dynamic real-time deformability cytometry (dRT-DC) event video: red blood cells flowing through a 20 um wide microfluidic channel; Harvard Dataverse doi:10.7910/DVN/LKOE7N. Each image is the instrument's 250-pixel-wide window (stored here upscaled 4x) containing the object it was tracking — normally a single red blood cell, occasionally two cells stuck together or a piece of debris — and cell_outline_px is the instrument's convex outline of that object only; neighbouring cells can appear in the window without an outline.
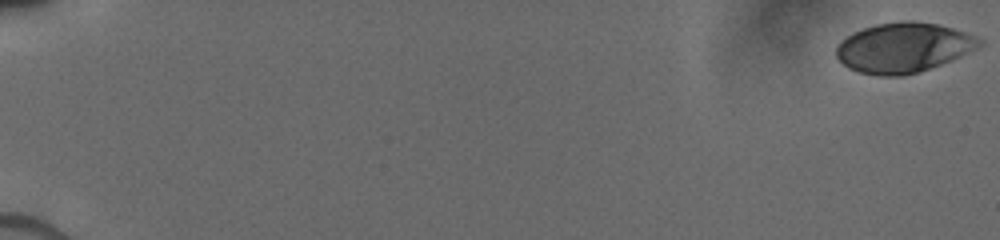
{"species": "human", "species_latin": "Homo sapiens", "temperature_condition": "cold", "stored_images_in_passage": 18, "camera_frame_rate_fps": 3000, "um_per_image_px": 0.085, "donor": {"sex": "male"}, "frame": {"image": 1, "passage_image": 1, "time_ms": 0.0, "image_size_px": [1000, 240], "cell_outline_px": [[984, 44], [960, 56], [940, 64], [904, 76], [880, 76], [860, 72], [848, 68], [836, 56], [836, 48], [848, 36], [864, 28], [876, 24], [900, 20], [912, 20], [940, 24], [976, 36], [984, 40]], "centroid_in_image_um": [76.82, 4.03], "position_along_channel_um": 8.2, "area_um2": 41.27}}
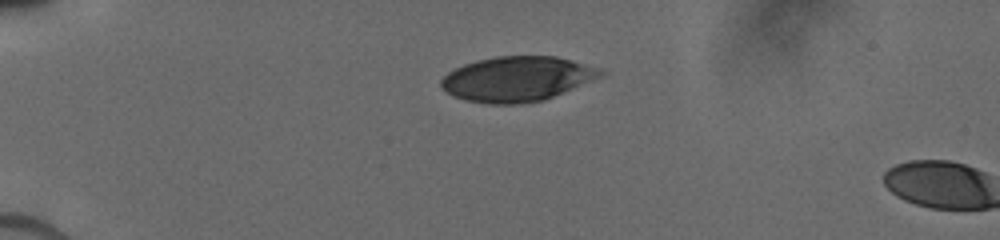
{"frame": {"image": 2, "passage_image": 16, "time_ms": 4.667, "image_size_px": [1000, 240], "cell_outline_px": [[608, 72], [604, 76], [544, 100], [520, 104], [488, 104], [464, 100], [452, 96], [440, 84], [440, 80], [448, 72], [464, 64], [496, 56], [556, 56], [604, 68]], "centroid_in_image_um": [44.02, 6.71], "position_along_channel_um": 41.0, "area_um2": 42.08}}